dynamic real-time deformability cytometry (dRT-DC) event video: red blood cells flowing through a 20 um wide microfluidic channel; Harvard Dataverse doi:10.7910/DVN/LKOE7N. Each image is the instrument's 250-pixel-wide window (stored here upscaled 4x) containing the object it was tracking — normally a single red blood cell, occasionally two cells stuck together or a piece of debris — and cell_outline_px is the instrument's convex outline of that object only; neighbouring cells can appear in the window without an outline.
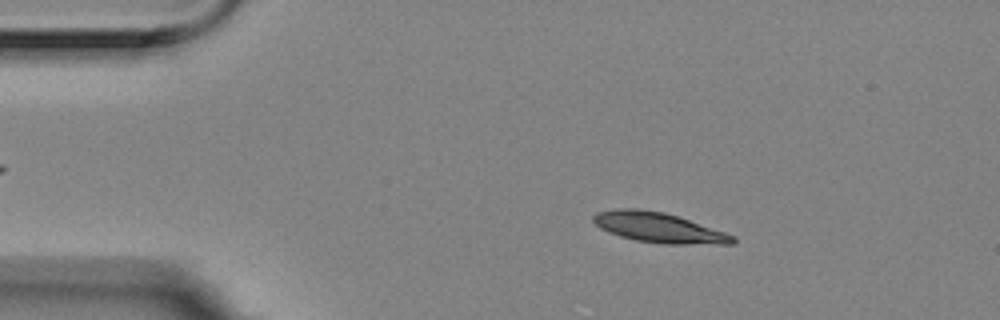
{"species": "Egyptian fruit bat (a non-hibernating species)", "species_latin": "Rousettus aegyptiacus", "temperature_condition": "room temperature", "stored_images_in_passage": 4, "camera_frame_rate_fps": 3000, "um_per_image_px": 0.085, "animal": {"sex": "female"}, "frame": {"image": 1, "passage_image": 2, "time_ms": 0.333, "image_size_px": [1000, 320], "cell_outline_px": [[736, 244], [664, 244], [636, 240], [620, 236], [608, 232], [600, 228], [592, 220], [592, 216], [596, 212], [616, 208], [636, 208], [664, 212], [736, 236]], "centroid_in_image_um": [55.96, 19.35], "position_along_channel_um": 29.0, "area_um2": 24.33}}